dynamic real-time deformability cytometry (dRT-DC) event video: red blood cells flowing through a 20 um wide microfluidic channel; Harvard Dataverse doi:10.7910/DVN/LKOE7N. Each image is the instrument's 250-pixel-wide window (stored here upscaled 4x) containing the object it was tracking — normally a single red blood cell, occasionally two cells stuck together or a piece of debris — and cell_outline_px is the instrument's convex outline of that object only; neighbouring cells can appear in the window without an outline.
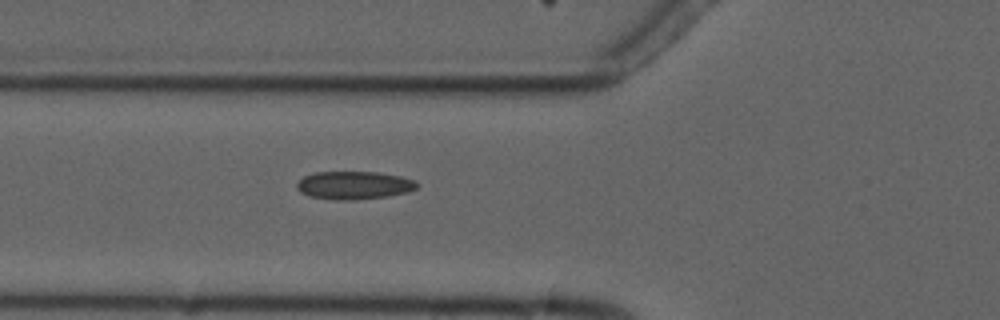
{"species": "common noctule bat (a hibernating species)", "species_latin": "Nyctalus noctula", "temperature_condition": "cold", "stored_images_in_passage": 5, "camera_frame_rate_fps": 3000, "um_per_image_px": 0.085, "animal": {"sex": "male", "forearm_length_mm": 52.5}, "frame": {"image": 1, "passage_image": 5, "time_ms": 5.333, "image_size_px": [1000, 320], "cell_outline_px": [[420, 184], [416, 188], [408, 192], [388, 196], [352, 200], [336, 200], [308, 196], [300, 192], [296, 188], [296, 184], [304, 176], [316, 172], [376, 172], [400, 176], [416, 180]], "centroid_in_image_um": [30.1, 15.75], "position_along_channel_um": 95.7, "area_um2": 19.71}}